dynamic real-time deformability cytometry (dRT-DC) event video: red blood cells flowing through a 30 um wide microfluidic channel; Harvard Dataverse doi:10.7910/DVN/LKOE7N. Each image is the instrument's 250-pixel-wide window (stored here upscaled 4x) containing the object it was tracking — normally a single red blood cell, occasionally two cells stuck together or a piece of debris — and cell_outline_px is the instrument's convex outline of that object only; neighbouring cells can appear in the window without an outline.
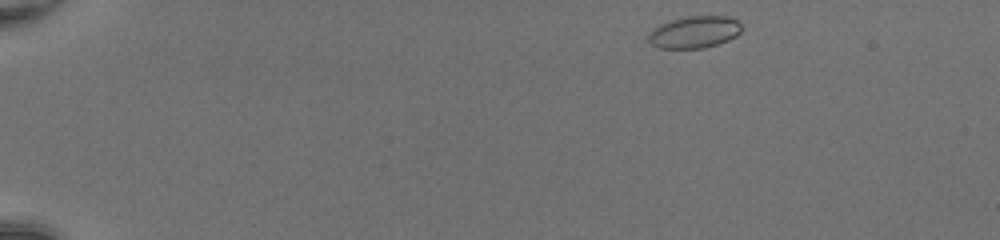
{"species": "common noctule bat (a hibernating species)", "species_latin": "Nyctalus noctula", "temperature_condition": "room temperature", "stored_images_in_passage": 43, "camera_frame_rate_fps": 3000, "um_per_image_px": 0.085, "animal": {"sex": "female", "body_mass_g": 20.0, "forearm_length_mm": 54.0}, "frame": {"image": 1, "passage_image": 1, "time_ms": 0.0, "image_size_px": [1000, 240], "cell_outline_px": [[744, 28], [736, 36], [728, 40], [704, 48], [660, 48], [648, 44], [648, 32], [652, 28], [660, 24], [672, 20], [688, 16], [728, 16], [736, 20]], "centroid_in_image_um": [59.0, 2.73], "position_along_channel_um": 26.0, "area_um2": 17.51}}
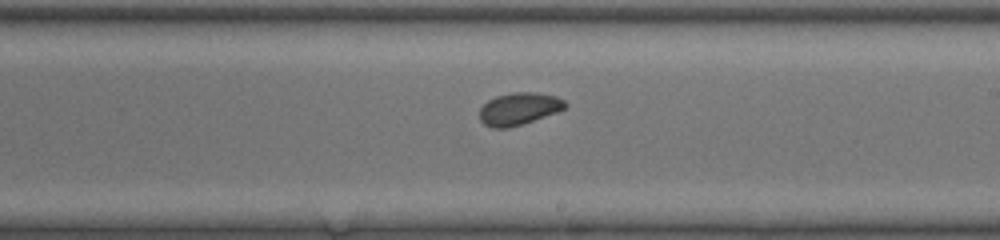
{"frame": {"image": 2, "passage_image": 25, "time_ms": 8.0, "image_size_px": [1000, 240], "cell_outline_px": [[568, 104], [564, 108], [556, 112], [508, 128], [492, 128], [484, 124], [480, 120], [480, 108], [488, 100], [496, 96], [512, 92], [536, 92], [556, 96], [564, 100]], "centroid_in_image_um": [44.09, 9.23], "position_along_channel_um": 244.9, "area_um2": 15.95}}
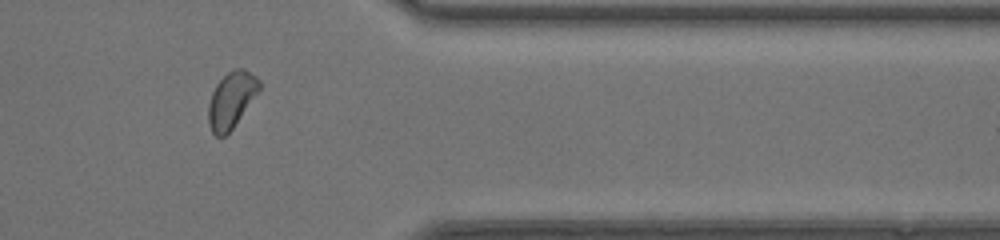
{"frame": {"image": 3, "passage_image": 36, "time_ms": 11.667, "image_size_px": [1000, 240], "cell_outline_px": [[260, 88], [232, 128], [224, 136], [216, 136], [212, 132], [208, 124], [208, 104], [212, 92], [216, 84], [228, 72], [236, 68], [244, 68], [256, 76], [260, 80]], "centroid_in_image_um": [19.64, 8.47], "position_along_channel_um": 391.8, "area_um2": 16.3}, "authors_computed_cell_mechanics": {"area_um2": 16.5308, "velocity_mm_per_s": 4.2313, "shape_relaxation_time_tau1_ms": 2.4419, "shape_relaxation_time_tau2_ms": 1.5205, "deformation_change_tau1": 0.0623, "deformation_change_tau2": 0.0472}}